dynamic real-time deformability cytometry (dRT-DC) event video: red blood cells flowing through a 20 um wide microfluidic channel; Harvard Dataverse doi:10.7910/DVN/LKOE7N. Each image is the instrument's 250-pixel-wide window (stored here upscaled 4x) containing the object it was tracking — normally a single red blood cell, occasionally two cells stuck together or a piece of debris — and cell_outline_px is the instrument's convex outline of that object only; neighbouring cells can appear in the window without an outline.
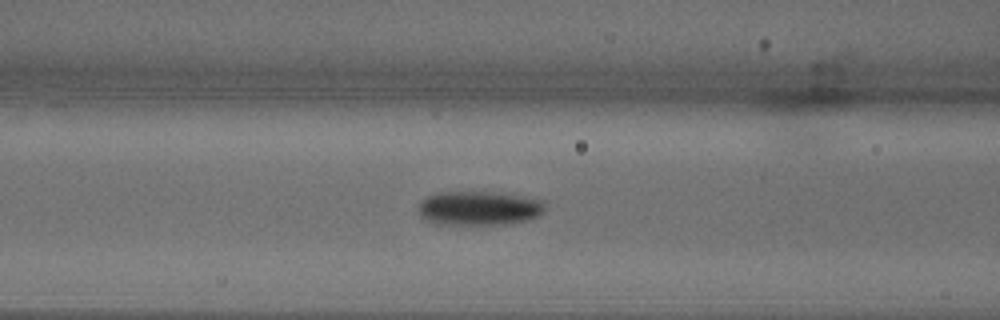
{"species": "common noctule bat (a hibernating species)", "species_latin": "Nyctalus noctula", "temperature_condition": "warm", "stored_images_in_passage": 34, "camera_frame_rate_fps": 3000, "um_per_image_px": 0.085, "animal": {"sex": "male", "body_mass_g": 18.8}, "frame": {"image": 1, "passage_image": 14, "time_ms": 4.333, "image_size_px": [1000, 320], "cell_outline_px": [[544, 212], [536, 216], [524, 220], [504, 224], [436, 224], [420, 216], [420, 200], [428, 196], [440, 192], [488, 192], [520, 196], [544, 200]], "centroid_in_image_um": [40.7, 17.69], "position_along_channel_um": 125.9, "area_um2": 24.8}}
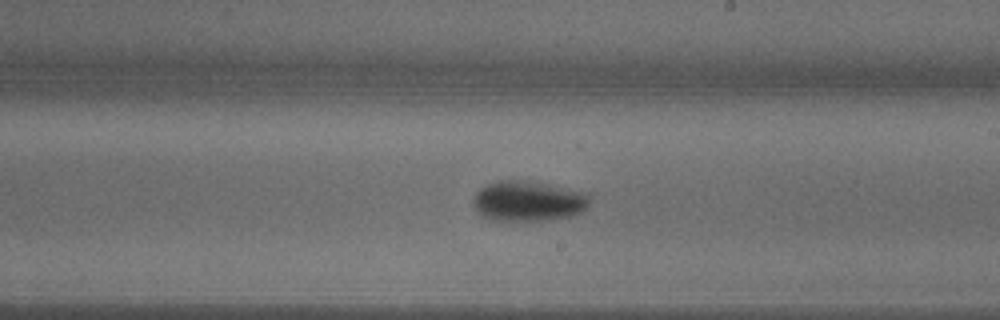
{"frame": {"image": 2, "passage_image": 20, "time_ms": 6.333, "image_size_px": [1000, 320], "cell_outline_px": [[592, 196], [584, 212], [576, 216], [548, 220], [488, 220], [476, 212], [472, 204], [472, 200], [476, 192], [480, 188], [488, 184], [500, 180], [524, 180], [548, 184], [588, 192]], "centroid_in_image_um": [44.93, 17.1], "position_along_channel_um": 244.1, "area_um2": 27.98}}
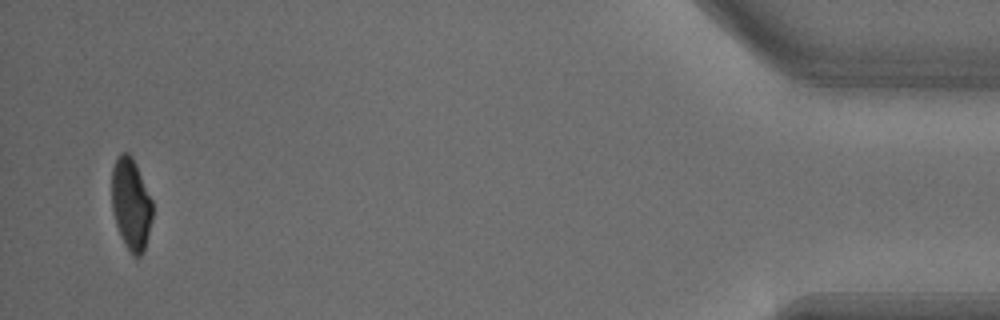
{"frame": {"image": 3, "passage_image": 33, "time_ms": 10.667, "image_size_px": [1000, 320], "cell_outline_px": [[152, 220], [144, 252], [136, 260], [132, 256], [124, 244], [120, 236], [112, 212], [112, 168], [120, 152], [128, 152], [132, 156], [136, 164], [152, 200]], "centroid_in_image_um": [11.13, 17.39], "position_along_channel_um": 424.1, "area_um2": 22.08}}